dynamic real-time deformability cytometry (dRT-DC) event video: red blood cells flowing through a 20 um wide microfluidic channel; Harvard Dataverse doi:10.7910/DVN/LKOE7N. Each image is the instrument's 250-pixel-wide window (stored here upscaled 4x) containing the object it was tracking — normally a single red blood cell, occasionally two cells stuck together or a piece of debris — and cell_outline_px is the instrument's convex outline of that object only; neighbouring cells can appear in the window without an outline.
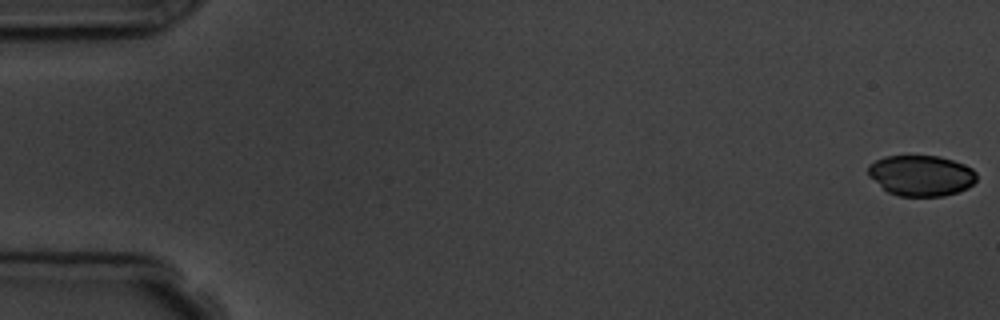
{"species": "common noctule bat (a hibernating species)", "species_latin": "Nyctalus noctula", "temperature_condition": "room temperature", "stored_images_in_passage": 6, "camera_frame_rate_fps": 3000, "um_per_image_px": 0.085, "animal": {"sex": "male", "body_mass_g": 19.5, "forearm_length_mm": 54.6}, "frame": {"image": 1, "passage_image": 1, "time_ms": 0.0, "image_size_px": [1000, 320], "cell_outline_px": [[976, 180], [968, 188], [944, 196], [900, 196], [888, 192], [868, 176], [868, 164], [884, 156], [940, 156], [964, 164], [972, 168], [976, 172]], "centroid_in_image_um": [78.29, 14.92], "position_along_channel_um": 6.7, "area_um2": 25.78}}
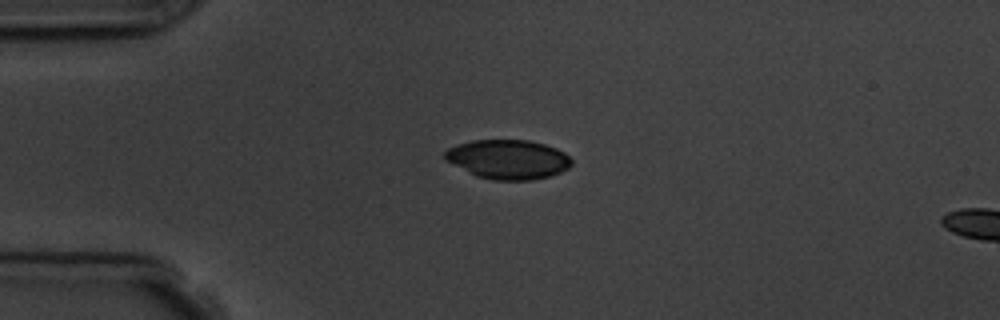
{"frame": {"image": 2, "passage_image": 5, "time_ms": 4.333, "image_size_px": [1000, 320], "cell_outline_px": [[572, 164], [568, 168], [552, 176], [532, 180], [492, 180], [476, 176], [444, 160], [444, 152], [448, 148], [456, 144], [472, 140], [528, 140], [544, 144], [556, 148], [564, 152], [572, 160]], "centroid_in_image_um": [43.17, 13.55], "position_along_channel_um": 41.8, "area_um2": 29.25}}